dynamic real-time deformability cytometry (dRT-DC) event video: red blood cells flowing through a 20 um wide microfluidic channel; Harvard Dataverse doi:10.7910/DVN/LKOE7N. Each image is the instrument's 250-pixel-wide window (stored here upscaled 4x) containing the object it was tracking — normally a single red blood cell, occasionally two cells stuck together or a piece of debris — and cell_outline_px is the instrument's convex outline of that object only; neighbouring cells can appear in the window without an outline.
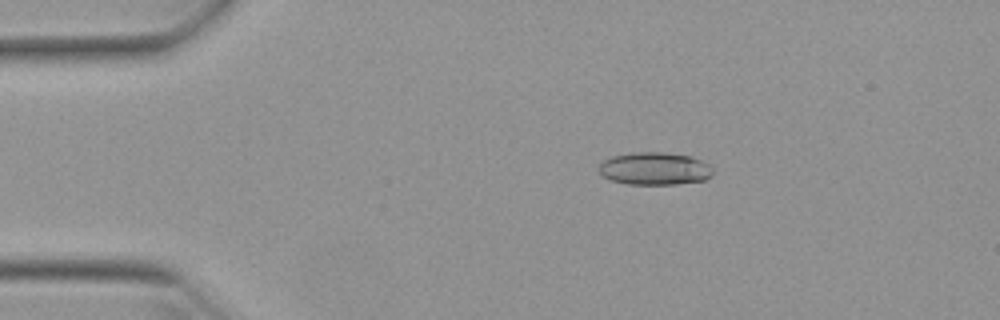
{"species": "Egyptian fruit bat (a non-hibernating species)", "species_latin": "Rousettus aegyptiacus", "temperature_condition": "warm", "stored_images_in_passage": 52, "camera_frame_rate_fps": 3000, "um_per_image_px": 0.085, "animal": {"sex": "female"}, "frame": {"image": 1, "passage_image": 10, "time_ms": 3.0, "image_size_px": [1000, 320], "cell_outline_px": [[712, 176], [704, 180], [676, 184], [628, 184], [612, 180], [604, 176], [596, 168], [604, 160], [612, 156], [632, 152], [664, 152], [692, 156], [708, 164], [712, 168]], "centroid_in_image_um": [55.64, 14.32], "position_along_channel_um": 29.4, "area_um2": 21.73}}
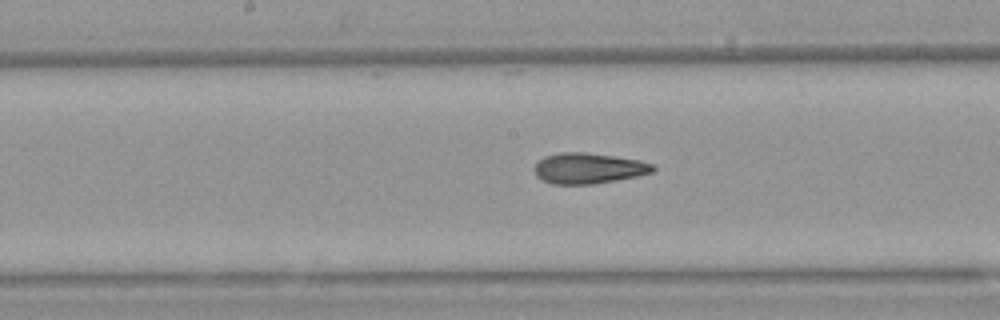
{"frame": {"image": 2, "passage_image": 27, "time_ms": 8.667, "image_size_px": [1000, 320], "cell_outline_px": [[656, 168], [652, 172], [636, 176], [616, 180], [592, 184], [552, 184], [536, 176], [532, 168], [544, 156], [564, 152], [584, 152], [640, 160], [652, 164]], "centroid_in_image_um": [49.99, 14.3], "position_along_channel_um": 198.2, "area_um2": 21.04}}
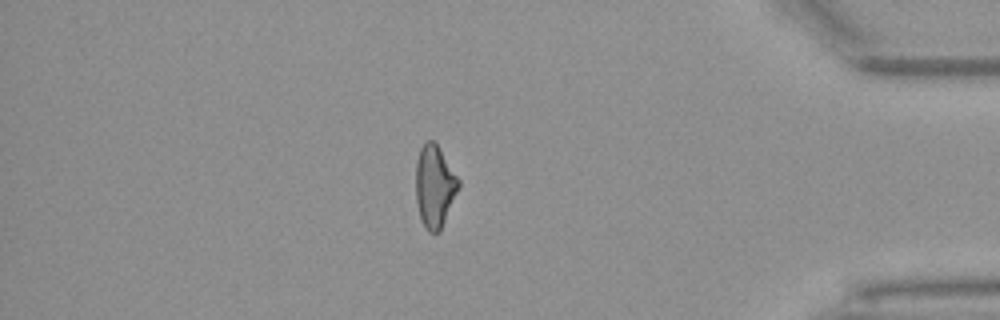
{"frame": {"image": 3, "passage_image": 45, "time_ms": 14.667, "image_size_px": [1000, 320], "cell_outline_px": [[460, 188], [440, 232], [428, 232], [420, 220], [416, 204], [416, 160], [420, 148], [428, 140], [432, 140], [440, 148], [460, 180]], "centroid_in_image_um": [36.95, 15.86], "position_along_channel_um": 398.3, "area_um2": 20.81}, "authors_computed_cell_mechanics": {"area_um2": 21.2126, "velocity_mm_per_s": 3.9487, "shape_relaxation_time_tau1_ms": null, "shape_relaxation_time_tau2_ms": 2.6275, "deformation_change_tau1": null, "deformation_change_tau2": 0.1074}}